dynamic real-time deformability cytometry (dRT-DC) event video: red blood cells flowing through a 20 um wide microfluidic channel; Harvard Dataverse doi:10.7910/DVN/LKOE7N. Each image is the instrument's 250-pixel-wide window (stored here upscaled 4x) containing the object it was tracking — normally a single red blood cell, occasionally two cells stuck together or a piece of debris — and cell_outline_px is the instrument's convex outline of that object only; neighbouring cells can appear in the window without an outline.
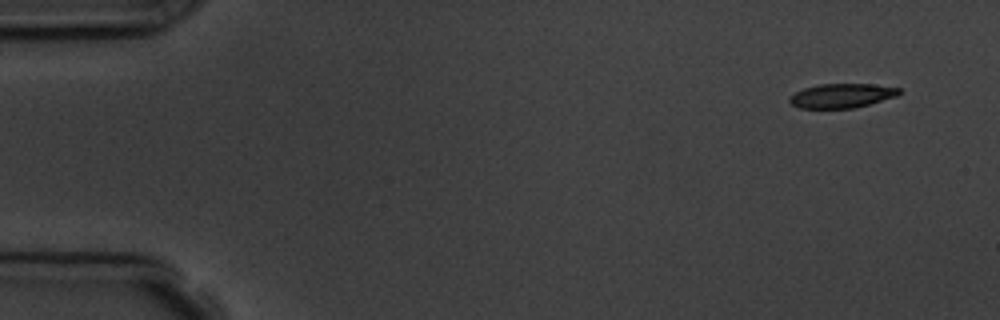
{"species": "common noctule bat (a hibernating species)", "species_latin": "Nyctalus noctula", "temperature_condition": "room temperature", "stored_images_in_passage": 5, "segment_of_instrument_passage": [1, 2], "camera_frame_rate_fps": 3000, "um_per_image_px": 0.085, "animal": {"sex": "male", "body_mass_g": 19.5, "forearm_length_mm": 54.6}, "frame": {"image": 1, "passage_image": 1, "time_ms": 0.0, "image_size_px": [1000, 320], "cell_outline_px": [[900, 92], [896, 96], [868, 104], [852, 108], [800, 108], [792, 104], [788, 100], [788, 96], [804, 88], [820, 84], [872, 84], [900, 88]], "centroid_in_image_um": [71.51, 8.13], "position_along_channel_um": 13.5, "area_um2": 15.32}}
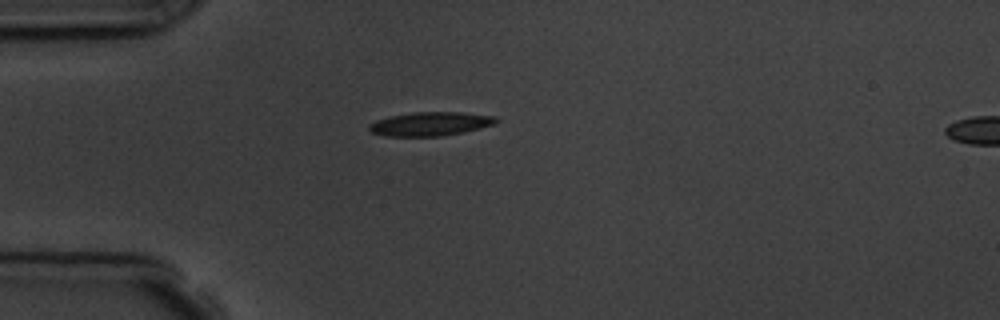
{"frame": {"image": 2, "passage_image": 4, "time_ms": 3.667, "image_size_px": [1000, 320], "cell_outline_px": [[500, 120], [496, 124], [464, 132], [440, 136], [388, 136], [372, 132], [368, 128], [368, 124], [376, 120], [392, 116], [412, 112], [464, 112], [496, 116]], "centroid_in_image_um": [36.64, 10.52], "position_along_channel_um": 48.4, "area_um2": 17.69}}